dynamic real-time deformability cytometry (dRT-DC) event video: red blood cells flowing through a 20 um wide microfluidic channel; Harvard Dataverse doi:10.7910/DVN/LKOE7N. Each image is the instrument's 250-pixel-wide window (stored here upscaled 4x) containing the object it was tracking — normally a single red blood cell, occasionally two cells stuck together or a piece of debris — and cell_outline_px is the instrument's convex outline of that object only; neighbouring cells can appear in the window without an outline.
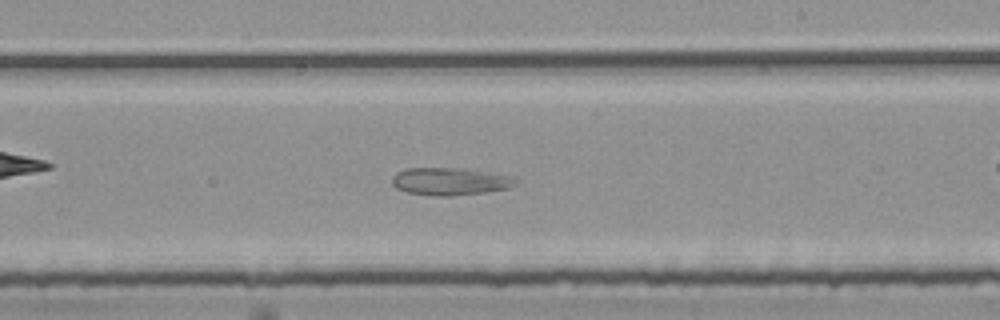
{"species": "common noctule bat (a hibernating species)", "species_latin": "Nyctalus noctula", "temperature_condition": "room temperature", "stored_images_in_passage": 46, "segment_of_instrument_passage": [1, 3], "camera_frame_rate_fps": 3000, "um_per_image_px": 0.085, "animal": {"sex": "female", "body_mass_g": 25.1}, "frame": {"image": 1, "passage_image": 23, "time_ms": 7.333, "image_size_px": [1000, 320], "cell_outline_px": [[516, 184], [508, 188], [484, 192], [448, 196], [436, 196], [408, 192], [396, 188], [392, 184], [392, 176], [396, 172], [404, 168], [460, 168], [508, 176], [516, 180]], "centroid_in_image_um": [38.16, 15.42], "position_along_channel_um": 250.8, "area_um2": 19.48}}
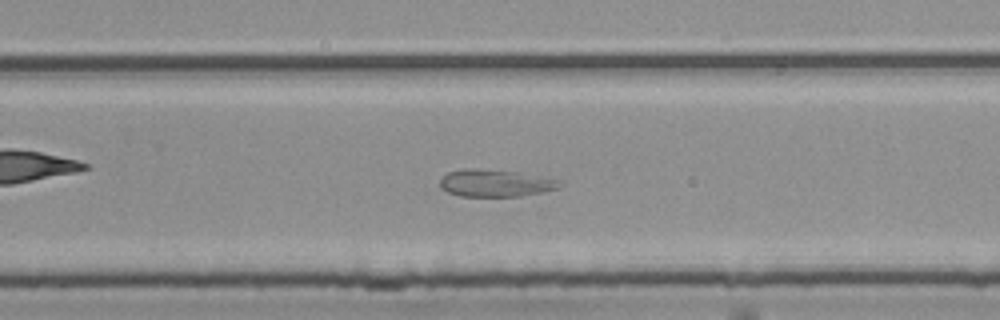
{"frame": {"image": 2, "passage_image": 26, "time_ms": 8.333, "image_size_px": [1000, 320], "cell_outline_px": [[564, 184], [560, 188], [544, 192], [520, 196], [460, 196], [448, 192], [440, 188], [440, 180], [448, 172], [464, 168], [476, 168], [516, 172], [560, 180]], "centroid_in_image_um": [42.12, 15.57], "position_along_channel_um": 287.7, "area_um2": 19.02}}
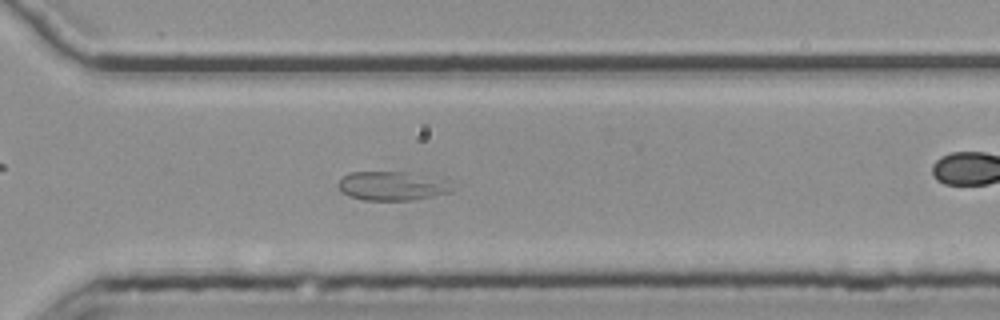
{"frame": {"image": 3, "passage_image": 30, "time_ms": 9.667, "image_size_px": [1000, 320], "cell_outline_px": [[452, 192], [436, 196], [412, 200], [364, 200], [348, 196], [340, 192], [336, 184], [348, 172], [404, 172], [452, 188]], "centroid_in_image_um": [33.07, 15.85], "position_along_channel_um": 337.5, "area_um2": 18.21}}